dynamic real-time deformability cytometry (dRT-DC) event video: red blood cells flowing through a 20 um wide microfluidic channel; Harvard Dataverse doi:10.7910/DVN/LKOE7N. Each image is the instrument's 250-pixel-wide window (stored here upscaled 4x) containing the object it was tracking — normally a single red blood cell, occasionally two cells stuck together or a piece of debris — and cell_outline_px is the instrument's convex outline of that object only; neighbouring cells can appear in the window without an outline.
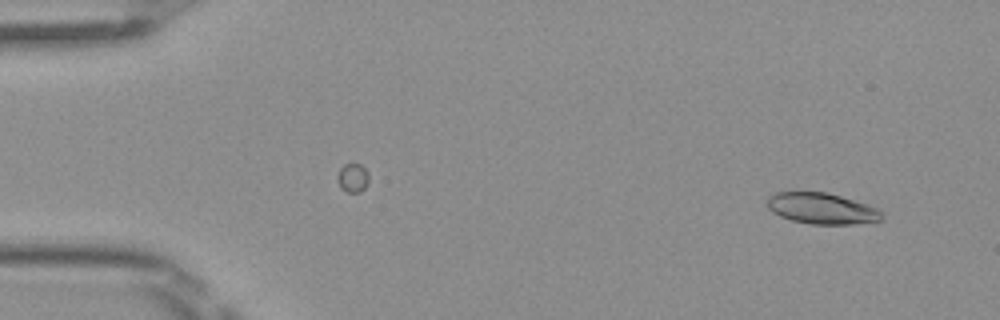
{"species": "Egyptian fruit bat (a non-hibernating species)", "species_latin": "Rousettus aegyptiacus", "temperature_condition": "room temperature", "stored_images_in_passage": 49, "camera_frame_rate_fps": 3000, "um_per_image_px": 0.085, "frame": {"image": 1, "passage_image": 3, "time_ms": 0.667, "image_size_px": [1000, 320], "cell_outline_px": [[884, 216], [880, 220], [852, 224], [808, 224], [792, 220], [780, 216], [772, 212], [768, 208], [768, 196], [776, 192], [828, 192], [868, 204], [884, 212]], "centroid_in_image_um": [69.86, 17.72], "position_along_channel_um": 15.1, "area_um2": 20.81}}
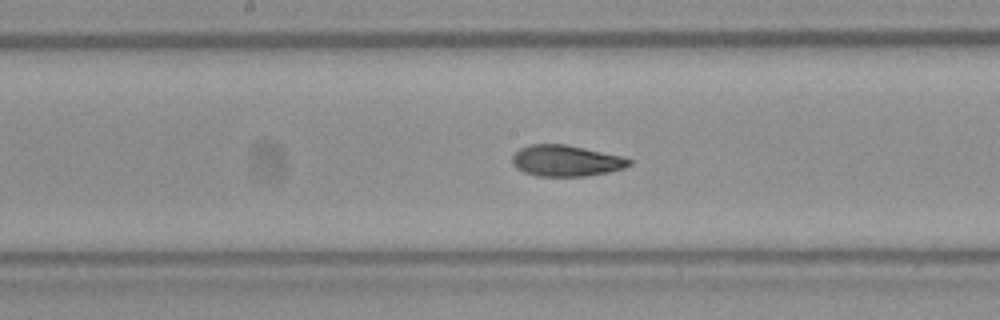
{"frame": {"image": 2, "passage_image": 25, "time_ms": 8.0, "image_size_px": [1000, 320], "cell_outline_px": [[632, 164], [624, 168], [608, 172], [584, 176], [536, 176], [524, 172], [516, 168], [512, 164], [512, 156], [520, 148], [528, 144], [568, 144], [624, 156], [632, 160]], "centroid_in_image_um": [48.12, 13.65], "position_along_channel_um": 200.1, "area_um2": 21.5}}
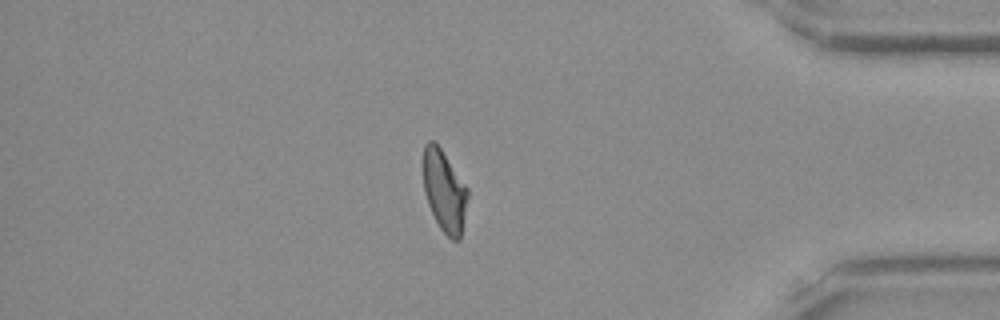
{"frame": {"image": 3, "passage_image": 42, "time_ms": 13.667, "image_size_px": [1000, 320], "cell_outline_px": [[468, 196], [460, 240], [452, 240], [440, 228], [428, 204], [424, 192], [424, 144], [428, 140], [432, 140], [440, 148], [468, 188]], "centroid_in_image_um": [37.77, 16.25], "position_along_channel_um": 397.4, "area_um2": 20.75}, "authors_computed_cell_mechanics": {"area_um2": 21.4438, "velocity_mm_per_s": 4.0524, "shape_relaxation_time_tau1_ms": 6.9692, "shape_relaxation_time_tau2_ms": 2.1882, "deformation_change_tau1": 0.2015, "deformation_change_tau2": 0.077}}